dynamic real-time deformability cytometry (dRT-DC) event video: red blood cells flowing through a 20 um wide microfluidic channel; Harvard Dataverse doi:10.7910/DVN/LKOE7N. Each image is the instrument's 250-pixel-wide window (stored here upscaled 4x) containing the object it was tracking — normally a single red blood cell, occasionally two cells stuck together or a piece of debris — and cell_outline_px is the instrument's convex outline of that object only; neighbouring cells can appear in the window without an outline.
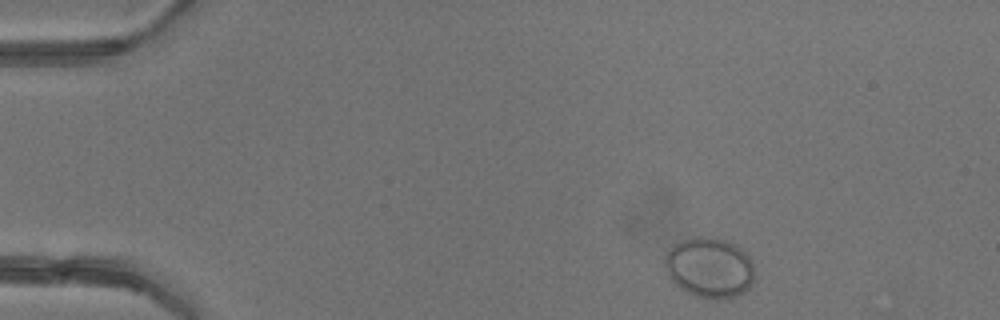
{"species": "common noctule bat (a hibernating species)", "species_latin": "Nyctalus noctula", "temperature_condition": "warm", "stored_images_in_passage": 4, "camera_frame_rate_fps": 3000, "um_per_image_px": 0.085, "animal": {"sex": "female"}, "frame": {"image": 1, "passage_image": 1, "time_ms": 0.0, "image_size_px": [1000, 320], "cell_outline_px": [[752, 284], [744, 292], [736, 296], [712, 300], [696, 296], [684, 292], [668, 276], [664, 268], [664, 256], [680, 240], [696, 236], [712, 236], [728, 240], [736, 244], [748, 256], [752, 264]], "centroid_in_image_um": [60.27, 22.74], "position_along_channel_um": 24.7, "area_um2": 31.79}}